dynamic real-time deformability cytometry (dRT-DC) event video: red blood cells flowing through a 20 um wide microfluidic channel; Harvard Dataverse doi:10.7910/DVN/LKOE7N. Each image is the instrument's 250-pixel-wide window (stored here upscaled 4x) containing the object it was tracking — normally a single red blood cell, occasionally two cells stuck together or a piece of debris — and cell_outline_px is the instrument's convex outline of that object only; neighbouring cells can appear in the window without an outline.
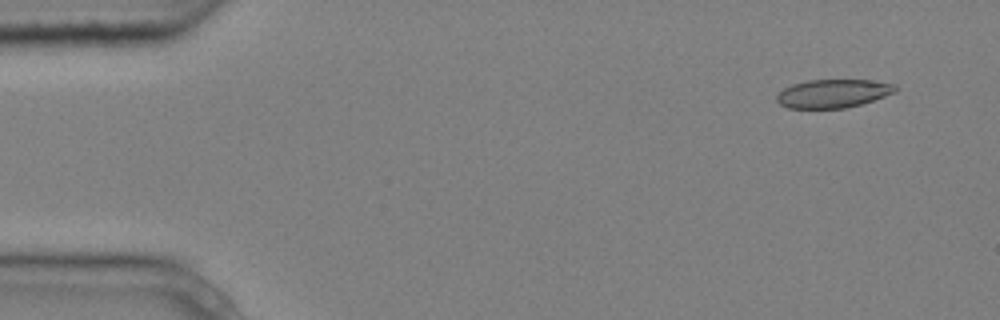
{"species": "common noctule bat (a hibernating species)", "species_latin": "Nyctalus noctula", "temperature_condition": "cold", "stored_images_in_passage": 4, "camera_frame_rate_fps": 3000, "um_per_image_px": 0.085, "animal": {"sex": "male", "body_mass_g": 20.4}, "frame": {"image": 1, "passage_image": 1, "time_ms": 0.0, "image_size_px": [1000, 320], "cell_outline_px": [[896, 92], [860, 104], [844, 108], [788, 108], [780, 104], [776, 100], [776, 96], [784, 88], [792, 84], [808, 80], [868, 80], [896, 84]], "centroid_in_image_um": [70.79, 7.94], "position_along_channel_um": 14.2, "area_um2": 19.48}}
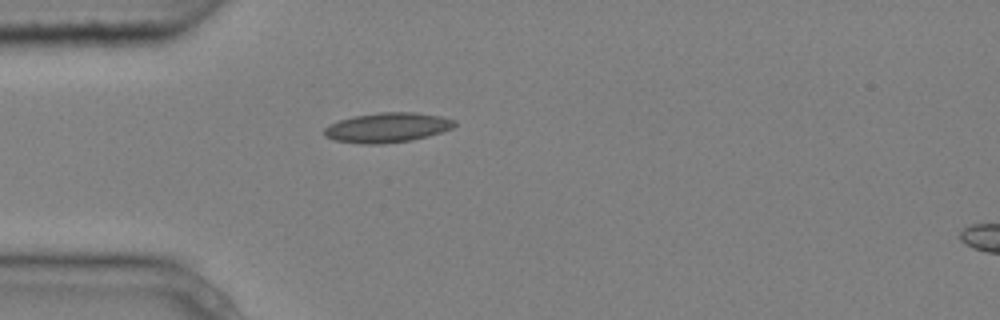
{"frame": {"image": 2, "passage_image": 4, "time_ms": 1.0, "image_size_px": [1000, 320], "cell_outline_px": [[456, 124], [452, 128], [428, 136], [412, 140], [380, 144], [364, 144], [336, 140], [324, 136], [324, 128], [340, 120], [352, 116], [380, 112], [416, 112], [440, 116], [456, 120]], "centroid_in_image_um": [32.94, 10.83], "position_along_channel_um": 52.1, "area_um2": 22.48}}